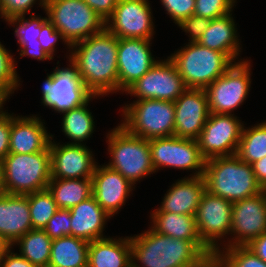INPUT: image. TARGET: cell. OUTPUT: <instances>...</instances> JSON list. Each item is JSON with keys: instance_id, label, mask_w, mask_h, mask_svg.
I'll return each mask as SVG.
<instances>
[{"instance_id": "cell-45", "label": "cell", "mask_w": 266, "mask_h": 267, "mask_svg": "<svg viewBox=\"0 0 266 267\" xmlns=\"http://www.w3.org/2000/svg\"><path fill=\"white\" fill-rule=\"evenodd\" d=\"M20 46V57L30 56L36 58L39 61L52 60L50 55L45 52L40 44H19Z\"/></svg>"}, {"instance_id": "cell-14", "label": "cell", "mask_w": 266, "mask_h": 267, "mask_svg": "<svg viewBox=\"0 0 266 267\" xmlns=\"http://www.w3.org/2000/svg\"><path fill=\"white\" fill-rule=\"evenodd\" d=\"M232 202L204 192L195 214L197 230L203 243L216 254L218 241L231 232ZM219 245V246H218Z\"/></svg>"}, {"instance_id": "cell-33", "label": "cell", "mask_w": 266, "mask_h": 267, "mask_svg": "<svg viewBox=\"0 0 266 267\" xmlns=\"http://www.w3.org/2000/svg\"><path fill=\"white\" fill-rule=\"evenodd\" d=\"M33 229H44L58 207L48 189L27 194Z\"/></svg>"}, {"instance_id": "cell-16", "label": "cell", "mask_w": 266, "mask_h": 267, "mask_svg": "<svg viewBox=\"0 0 266 267\" xmlns=\"http://www.w3.org/2000/svg\"><path fill=\"white\" fill-rule=\"evenodd\" d=\"M266 232V190L233 202L230 241L225 247L247 246ZM226 244V245H225Z\"/></svg>"}, {"instance_id": "cell-37", "label": "cell", "mask_w": 266, "mask_h": 267, "mask_svg": "<svg viewBox=\"0 0 266 267\" xmlns=\"http://www.w3.org/2000/svg\"><path fill=\"white\" fill-rule=\"evenodd\" d=\"M236 0H195L193 15L214 19L232 13Z\"/></svg>"}, {"instance_id": "cell-44", "label": "cell", "mask_w": 266, "mask_h": 267, "mask_svg": "<svg viewBox=\"0 0 266 267\" xmlns=\"http://www.w3.org/2000/svg\"><path fill=\"white\" fill-rule=\"evenodd\" d=\"M105 22L114 11L119 0H84Z\"/></svg>"}, {"instance_id": "cell-36", "label": "cell", "mask_w": 266, "mask_h": 267, "mask_svg": "<svg viewBox=\"0 0 266 267\" xmlns=\"http://www.w3.org/2000/svg\"><path fill=\"white\" fill-rule=\"evenodd\" d=\"M13 55L0 42V91L14 93L20 85ZM19 82V83H18Z\"/></svg>"}, {"instance_id": "cell-12", "label": "cell", "mask_w": 266, "mask_h": 267, "mask_svg": "<svg viewBox=\"0 0 266 267\" xmlns=\"http://www.w3.org/2000/svg\"><path fill=\"white\" fill-rule=\"evenodd\" d=\"M187 86L172 60L168 57L156 63L125 93L137 97V100L155 99L174 102Z\"/></svg>"}, {"instance_id": "cell-4", "label": "cell", "mask_w": 266, "mask_h": 267, "mask_svg": "<svg viewBox=\"0 0 266 267\" xmlns=\"http://www.w3.org/2000/svg\"><path fill=\"white\" fill-rule=\"evenodd\" d=\"M6 194L26 195L47 189L51 180L50 149L32 154L9 153L1 162Z\"/></svg>"}, {"instance_id": "cell-20", "label": "cell", "mask_w": 266, "mask_h": 267, "mask_svg": "<svg viewBox=\"0 0 266 267\" xmlns=\"http://www.w3.org/2000/svg\"><path fill=\"white\" fill-rule=\"evenodd\" d=\"M133 188L134 185L118 171L107 165H96L92 176V195L110 217L125 205Z\"/></svg>"}, {"instance_id": "cell-39", "label": "cell", "mask_w": 266, "mask_h": 267, "mask_svg": "<svg viewBox=\"0 0 266 267\" xmlns=\"http://www.w3.org/2000/svg\"><path fill=\"white\" fill-rule=\"evenodd\" d=\"M38 0H0V16L5 21L10 18L25 16L30 12L33 5ZM39 5L45 10L46 0H39Z\"/></svg>"}, {"instance_id": "cell-7", "label": "cell", "mask_w": 266, "mask_h": 267, "mask_svg": "<svg viewBox=\"0 0 266 267\" xmlns=\"http://www.w3.org/2000/svg\"><path fill=\"white\" fill-rule=\"evenodd\" d=\"M123 122L129 133L150 140L174 136L175 105L172 101L144 99L123 107Z\"/></svg>"}, {"instance_id": "cell-42", "label": "cell", "mask_w": 266, "mask_h": 267, "mask_svg": "<svg viewBox=\"0 0 266 267\" xmlns=\"http://www.w3.org/2000/svg\"><path fill=\"white\" fill-rule=\"evenodd\" d=\"M209 22L210 19L192 15L184 19L178 26L189 34V42H198L202 34L207 30Z\"/></svg>"}, {"instance_id": "cell-48", "label": "cell", "mask_w": 266, "mask_h": 267, "mask_svg": "<svg viewBox=\"0 0 266 267\" xmlns=\"http://www.w3.org/2000/svg\"><path fill=\"white\" fill-rule=\"evenodd\" d=\"M260 259L266 262V232L247 245Z\"/></svg>"}, {"instance_id": "cell-26", "label": "cell", "mask_w": 266, "mask_h": 267, "mask_svg": "<svg viewBox=\"0 0 266 267\" xmlns=\"http://www.w3.org/2000/svg\"><path fill=\"white\" fill-rule=\"evenodd\" d=\"M232 13L210 20L207 30L198 43L204 47L227 54L234 62L240 56V42Z\"/></svg>"}, {"instance_id": "cell-9", "label": "cell", "mask_w": 266, "mask_h": 267, "mask_svg": "<svg viewBox=\"0 0 266 267\" xmlns=\"http://www.w3.org/2000/svg\"><path fill=\"white\" fill-rule=\"evenodd\" d=\"M244 60L234 63L204 89L210 113L232 114L246 100L251 87V65Z\"/></svg>"}, {"instance_id": "cell-43", "label": "cell", "mask_w": 266, "mask_h": 267, "mask_svg": "<svg viewBox=\"0 0 266 267\" xmlns=\"http://www.w3.org/2000/svg\"><path fill=\"white\" fill-rule=\"evenodd\" d=\"M11 114L0 120V162L9 154Z\"/></svg>"}, {"instance_id": "cell-31", "label": "cell", "mask_w": 266, "mask_h": 267, "mask_svg": "<svg viewBox=\"0 0 266 267\" xmlns=\"http://www.w3.org/2000/svg\"><path fill=\"white\" fill-rule=\"evenodd\" d=\"M52 239L43 229H31L14 245H19L20 255L36 267H47L51 256Z\"/></svg>"}, {"instance_id": "cell-13", "label": "cell", "mask_w": 266, "mask_h": 267, "mask_svg": "<svg viewBox=\"0 0 266 267\" xmlns=\"http://www.w3.org/2000/svg\"><path fill=\"white\" fill-rule=\"evenodd\" d=\"M244 124L233 114H213L205 123L197 138L202 157L236 155Z\"/></svg>"}, {"instance_id": "cell-46", "label": "cell", "mask_w": 266, "mask_h": 267, "mask_svg": "<svg viewBox=\"0 0 266 267\" xmlns=\"http://www.w3.org/2000/svg\"><path fill=\"white\" fill-rule=\"evenodd\" d=\"M12 249L1 259L0 267H36Z\"/></svg>"}, {"instance_id": "cell-3", "label": "cell", "mask_w": 266, "mask_h": 267, "mask_svg": "<svg viewBox=\"0 0 266 267\" xmlns=\"http://www.w3.org/2000/svg\"><path fill=\"white\" fill-rule=\"evenodd\" d=\"M203 177L208 192L232 203L263 191L252 165L243 162L237 155L205 160Z\"/></svg>"}, {"instance_id": "cell-34", "label": "cell", "mask_w": 266, "mask_h": 267, "mask_svg": "<svg viewBox=\"0 0 266 267\" xmlns=\"http://www.w3.org/2000/svg\"><path fill=\"white\" fill-rule=\"evenodd\" d=\"M221 249L216 254L224 261L226 267H266V262L247 246L222 247Z\"/></svg>"}, {"instance_id": "cell-24", "label": "cell", "mask_w": 266, "mask_h": 267, "mask_svg": "<svg viewBox=\"0 0 266 267\" xmlns=\"http://www.w3.org/2000/svg\"><path fill=\"white\" fill-rule=\"evenodd\" d=\"M69 210L71 216V236L88 242L106 237L103 231L106 222L111 217L97 203L93 195Z\"/></svg>"}, {"instance_id": "cell-28", "label": "cell", "mask_w": 266, "mask_h": 267, "mask_svg": "<svg viewBox=\"0 0 266 267\" xmlns=\"http://www.w3.org/2000/svg\"><path fill=\"white\" fill-rule=\"evenodd\" d=\"M89 244L90 242L71 235L54 239L48 266L87 267Z\"/></svg>"}, {"instance_id": "cell-2", "label": "cell", "mask_w": 266, "mask_h": 267, "mask_svg": "<svg viewBox=\"0 0 266 267\" xmlns=\"http://www.w3.org/2000/svg\"><path fill=\"white\" fill-rule=\"evenodd\" d=\"M130 242L132 267H194L211 255L198 241L172 238L151 228L130 236Z\"/></svg>"}, {"instance_id": "cell-50", "label": "cell", "mask_w": 266, "mask_h": 267, "mask_svg": "<svg viewBox=\"0 0 266 267\" xmlns=\"http://www.w3.org/2000/svg\"><path fill=\"white\" fill-rule=\"evenodd\" d=\"M13 244L0 234V261L11 250Z\"/></svg>"}, {"instance_id": "cell-51", "label": "cell", "mask_w": 266, "mask_h": 267, "mask_svg": "<svg viewBox=\"0 0 266 267\" xmlns=\"http://www.w3.org/2000/svg\"><path fill=\"white\" fill-rule=\"evenodd\" d=\"M9 97H10V93L0 91V120L3 119L8 114L6 110L4 111L3 104L6 103L5 101L8 100Z\"/></svg>"}, {"instance_id": "cell-21", "label": "cell", "mask_w": 266, "mask_h": 267, "mask_svg": "<svg viewBox=\"0 0 266 267\" xmlns=\"http://www.w3.org/2000/svg\"><path fill=\"white\" fill-rule=\"evenodd\" d=\"M11 114L9 153L32 154L46 151L52 134H48L44 122L38 116Z\"/></svg>"}, {"instance_id": "cell-17", "label": "cell", "mask_w": 266, "mask_h": 267, "mask_svg": "<svg viewBox=\"0 0 266 267\" xmlns=\"http://www.w3.org/2000/svg\"><path fill=\"white\" fill-rule=\"evenodd\" d=\"M49 143L51 179H92L96 165L94 154L82 144ZM53 140V142H52Z\"/></svg>"}, {"instance_id": "cell-38", "label": "cell", "mask_w": 266, "mask_h": 267, "mask_svg": "<svg viewBox=\"0 0 266 267\" xmlns=\"http://www.w3.org/2000/svg\"><path fill=\"white\" fill-rule=\"evenodd\" d=\"M71 216L69 209H58L44 227L46 234L52 239L70 235Z\"/></svg>"}, {"instance_id": "cell-29", "label": "cell", "mask_w": 266, "mask_h": 267, "mask_svg": "<svg viewBox=\"0 0 266 267\" xmlns=\"http://www.w3.org/2000/svg\"><path fill=\"white\" fill-rule=\"evenodd\" d=\"M47 189L58 209H71L93 194L92 179H51Z\"/></svg>"}, {"instance_id": "cell-22", "label": "cell", "mask_w": 266, "mask_h": 267, "mask_svg": "<svg viewBox=\"0 0 266 267\" xmlns=\"http://www.w3.org/2000/svg\"><path fill=\"white\" fill-rule=\"evenodd\" d=\"M189 176L178 179L173 183L159 208L153 212L195 216L201 198L206 191V185L203 175L198 177Z\"/></svg>"}, {"instance_id": "cell-10", "label": "cell", "mask_w": 266, "mask_h": 267, "mask_svg": "<svg viewBox=\"0 0 266 267\" xmlns=\"http://www.w3.org/2000/svg\"><path fill=\"white\" fill-rule=\"evenodd\" d=\"M69 66V67H68ZM53 68L42 85L41 102L55 112L63 113L86 103L93 94L82 83L72 65Z\"/></svg>"}, {"instance_id": "cell-11", "label": "cell", "mask_w": 266, "mask_h": 267, "mask_svg": "<svg viewBox=\"0 0 266 267\" xmlns=\"http://www.w3.org/2000/svg\"><path fill=\"white\" fill-rule=\"evenodd\" d=\"M152 164L157 172L160 168L195 170L192 177L203 175L205 159L200 153L197 140L177 136L149 140ZM157 170V171H156Z\"/></svg>"}, {"instance_id": "cell-49", "label": "cell", "mask_w": 266, "mask_h": 267, "mask_svg": "<svg viewBox=\"0 0 266 267\" xmlns=\"http://www.w3.org/2000/svg\"><path fill=\"white\" fill-rule=\"evenodd\" d=\"M194 267H226V265L218 254H212L206 256L197 266Z\"/></svg>"}, {"instance_id": "cell-52", "label": "cell", "mask_w": 266, "mask_h": 267, "mask_svg": "<svg viewBox=\"0 0 266 267\" xmlns=\"http://www.w3.org/2000/svg\"><path fill=\"white\" fill-rule=\"evenodd\" d=\"M4 189H3V182H2V177H1V169H0V196L4 194Z\"/></svg>"}, {"instance_id": "cell-25", "label": "cell", "mask_w": 266, "mask_h": 267, "mask_svg": "<svg viewBox=\"0 0 266 267\" xmlns=\"http://www.w3.org/2000/svg\"><path fill=\"white\" fill-rule=\"evenodd\" d=\"M130 237H105L90 242L87 267H132Z\"/></svg>"}, {"instance_id": "cell-32", "label": "cell", "mask_w": 266, "mask_h": 267, "mask_svg": "<svg viewBox=\"0 0 266 267\" xmlns=\"http://www.w3.org/2000/svg\"><path fill=\"white\" fill-rule=\"evenodd\" d=\"M242 129L236 155L248 164L266 156V121Z\"/></svg>"}, {"instance_id": "cell-1", "label": "cell", "mask_w": 266, "mask_h": 267, "mask_svg": "<svg viewBox=\"0 0 266 267\" xmlns=\"http://www.w3.org/2000/svg\"><path fill=\"white\" fill-rule=\"evenodd\" d=\"M69 63L93 94L118 92V37L106 29L71 46Z\"/></svg>"}, {"instance_id": "cell-23", "label": "cell", "mask_w": 266, "mask_h": 267, "mask_svg": "<svg viewBox=\"0 0 266 267\" xmlns=\"http://www.w3.org/2000/svg\"><path fill=\"white\" fill-rule=\"evenodd\" d=\"M33 229L26 195L0 196V234L12 244Z\"/></svg>"}, {"instance_id": "cell-30", "label": "cell", "mask_w": 266, "mask_h": 267, "mask_svg": "<svg viewBox=\"0 0 266 267\" xmlns=\"http://www.w3.org/2000/svg\"><path fill=\"white\" fill-rule=\"evenodd\" d=\"M101 97L93 95L86 103L76 108L63 112L62 132L71 141L70 144H82L89 140L95 127V121L90 110L87 108L92 98Z\"/></svg>"}, {"instance_id": "cell-8", "label": "cell", "mask_w": 266, "mask_h": 267, "mask_svg": "<svg viewBox=\"0 0 266 267\" xmlns=\"http://www.w3.org/2000/svg\"><path fill=\"white\" fill-rule=\"evenodd\" d=\"M45 12L70 46L105 29V22L84 0H46Z\"/></svg>"}, {"instance_id": "cell-6", "label": "cell", "mask_w": 266, "mask_h": 267, "mask_svg": "<svg viewBox=\"0 0 266 267\" xmlns=\"http://www.w3.org/2000/svg\"><path fill=\"white\" fill-rule=\"evenodd\" d=\"M188 43L169 56L187 88L205 89L236 63L225 53Z\"/></svg>"}, {"instance_id": "cell-5", "label": "cell", "mask_w": 266, "mask_h": 267, "mask_svg": "<svg viewBox=\"0 0 266 267\" xmlns=\"http://www.w3.org/2000/svg\"><path fill=\"white\" fill-rule=\"evenodd\" d=\"M111 162L106 164L118 171L133 185L153 173L149 140L129 133L120 124L107 134Z\"/></svg>"}, {"instance_id": "cell-41", "label": "cell", "mask_w": 266, "mask_h": 267, "mask_svg": "<svg viewBox=\"0 0 266 267\" xmlns=\"http://www.w3.org/2000/svg\"><path fill=\"white\" fill-rule=\"evenodd\" d=\"M166 13L174 20L175 24H180L184 19L193 15L195 0H160Z\"/></svg>"}, {"instance_id": "cell-18", "label": "cell", "mask_w": 266, "mask_h": 267, "mask_svg": "<svg viewBox=\"0 0 266 267\" xmlns=\"http://www.w3.org/2000/svg\"><path fill=\"white\" fill-rule=\"evenodd\" d=\"M150 42L146 39L118 38V92H125L156 63Z\"/></svg>"}, {"instance_id": "cell-40", "label": "cell", "mask_w": 266, "mask_h": 267, "mask_svg": "<svg viewBox=\"0 0 266 267\" xmlns=\"http://www.w3.org/2000/svg\"><path fill=\"white\" fill-rule=\"evenodd\" d=\"M59 39H62L64 44L68 46L67 48L71 49V46L64 40L62 33L59 30H56L47 17H44L41 21V32L38 40L42 49L47 52L52 59L54 58L55 45Z\"/></svg>"}, {"instance_id": "cell-47", "label": "cell", "mask_w": 266, "mask_h": 267, "mask_svg": "<svg viewBox=\"0 0 266 267\" xmlns=\"http://www.w3.org/2000/svg\"><path fill=\"white\" fill-rule=\"evenodd\" d=\"M259 185L266 190V156L251 164Z\"/></svg>"}, {"instance_id": "cell-19", "label": "cell", "mask_w": 266, "mask_h": 267, "mask_svg": "<svg viewBox=\"0 0 266 267\" xmlns=\"http://www.w3.org/2000/svg\"><path fill=\"white\" fill-rule=\"evenodd\" d=\"M174 136L197 140L208 117L209 103L204 89L187 88L175 101Z\"/></svg>"}, {"instance_id": "cell-15", "label": "cell", "mask_w": 266, "mask_h": 267, "mask_svg": "<svg viewBox=\"0 0 266 267\" xmlns=\"http://www.w3.org/2000/svg\"><path fill=\"white\" fill-rule=\"evenodd\" d=\"M151 8L148 0H119L105 29L118 38L151 40L155 32Z\"/></svg>"}, {"instance_id": "cell-27", "label": "cell", "mask_w": 266, "mask_h": 267, "mask_svg": "<svg viewBox=\"0 0 266 267\" xmlns=\"http://www.w3.org/2000/svg\"><path fill=\"white\" fill-rule=\"evenodd\" d=\"M153 231L169 236L189 241H198L211 255L214 254L201 240L195 216L175 214L170 212H151Z\"/></svg>"}, {"instance_id": "cell-35", "label": "cell", "mask_w": 266, "mask_h": 267, "mask_svg": "<svg viewBox=\"0 0 266 267\" xmlns=\"http://www.w3.org/2000/svg\"><path fill=\"white\" fill-rule=\"evenodd\" d=\"M44 18L36 17L34 13L30 15V19H26L25 16H19L10 18L8 22L9 26L14 25L15 36L18 39V44H40L38 37L41 32V21Z\"/></svg>"}]
</instances>
